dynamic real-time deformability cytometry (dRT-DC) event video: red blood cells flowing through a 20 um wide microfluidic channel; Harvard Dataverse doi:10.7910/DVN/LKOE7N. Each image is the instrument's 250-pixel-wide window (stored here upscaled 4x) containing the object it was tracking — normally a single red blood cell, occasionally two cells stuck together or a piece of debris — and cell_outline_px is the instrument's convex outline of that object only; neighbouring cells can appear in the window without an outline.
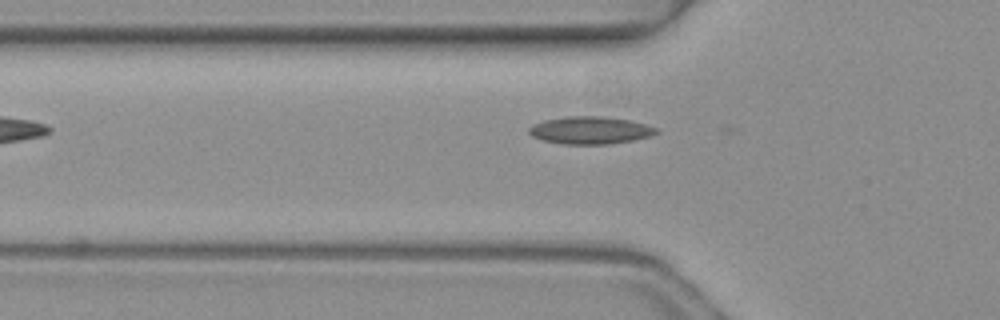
{"species": "common noctule bat (a hibernating species)", "species_latin": "Nyctalus noctula", "temperature_condition": "warm", "stored_images_in_passage": 3, "camera_frame_rate_fps": 3000, "um_per_image_px": 0.085, "animal": {"sex": "female", "body_mass_g": 19.3, "forearm_length_mm": 54.1}, "frame": {"image": 1, "passage_image": 2, "time_ms": 0.333, "image_size_px": [1000, 320], "cell_outline_px": [[660, 132], [648, 136], [632, 140], [608, 144], [560, 144], [544, 140], [532, 136], [528, 132], [528, 128], [532, 124], [544, 120], [568, 116], [600, 116], [628, 120], [644, 124], [656, 128]], "centroid_in_image_um": [50.12, 11.07], "position_along_channel_um": 75.7, "area_um2": 20.23}}
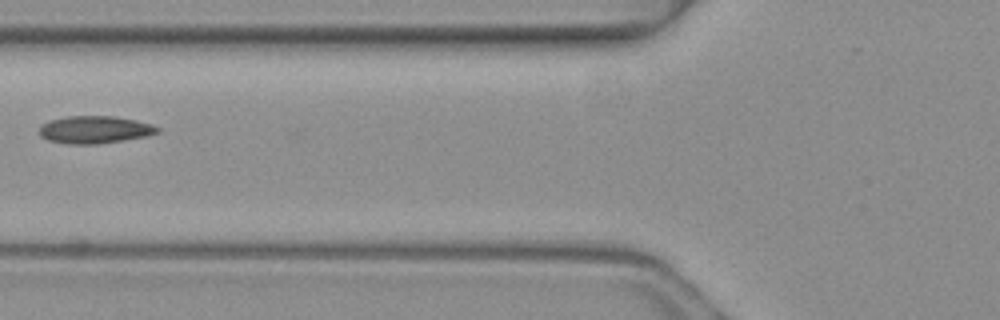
{"frame": {"image": 2, "passage_image": 3, "time_ms": 0.667, "image_size_px": [1000, 320], "cell_outline_px": [[160, 132], [148, 136], [124, 140], [96, 144], [68, 144], [48, 140], [40, 136], [36, 132], [40, 124], [48, 120], [68, 116], [112, 116], [136, 120], [152, 124], [160, 128]], "centroid_in_image_um": [8.01, 11.02], "position_along_channel_um": 117.8, "area_um2": 19.25}}